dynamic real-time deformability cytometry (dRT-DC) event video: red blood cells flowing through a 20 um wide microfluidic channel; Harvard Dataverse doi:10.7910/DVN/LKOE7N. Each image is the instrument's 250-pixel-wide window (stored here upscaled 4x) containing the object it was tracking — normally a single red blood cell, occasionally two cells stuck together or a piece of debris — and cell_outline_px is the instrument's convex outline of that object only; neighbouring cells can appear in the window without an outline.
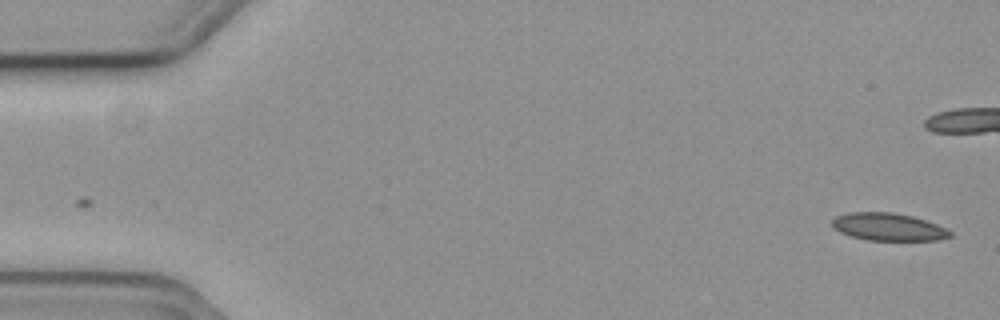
{"species": "common noctule bat (a hibernating species)", "species_latin": "Nyctalus noctula", "temperature_condition": "cold", "stored_images_in_passage": 15, "camera_frame_rate_fps": 3000, "um_per_image_px": 0.085, "animal": {"sex": "female", "body_mass_g": 19.3, "forearm_length_mm": 54.1}, "frame": {"image": 1, "passage_image": 1, "time_ms": 0.0, "image_size_px": [1000, 320], "cell_outline_px": [[952, 236], [940, 240], [868, 240], [852, 236], [840, 232], [832, 228], [832, 220], [836, 216], [848, 212], [892, 212], [912, 216], [936, 224], [952, 232]], "centroid_in_image_um": [75.49, 19.28], "position_along_channel_um": 9.5, "area_um2": 18.9}}